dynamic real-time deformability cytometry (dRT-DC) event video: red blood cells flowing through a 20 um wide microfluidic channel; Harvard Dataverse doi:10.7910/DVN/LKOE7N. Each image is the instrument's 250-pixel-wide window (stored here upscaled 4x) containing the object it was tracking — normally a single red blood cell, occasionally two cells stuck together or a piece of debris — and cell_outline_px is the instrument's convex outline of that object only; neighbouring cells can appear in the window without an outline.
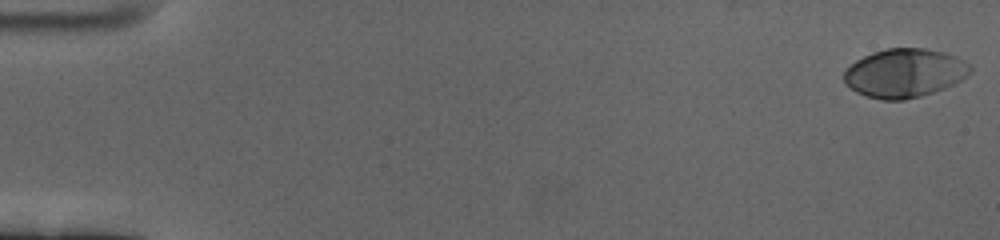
{"species": "human", "species_latin": "Homo sapiens", "temperature_condition": "cold", "stored_images_in_passage": 61, "camera_frame_rate_fps": 3000, "um_per_image_px": 0.085, "donor": {"sex": "female"}, "frame": {"image": 1, "passage_image": 1, "time_ms": 0.0, "image_size_px": [1000, 240], "cell_outline_px": [[972, 72], [968, 76], [944, 88], [920, 96], [904, 100], [880, 100], [856, 92], [844, 84], [844, 72], [856, 60], [872, 52], [888, 48], [924, 48], [944, 52], [956, 56], [968, 64], [972, 68]], "centroid_in_image_um": [76.88, 6.21], "position_along_channel_um": 8.1, "area_um2": 35.78}}
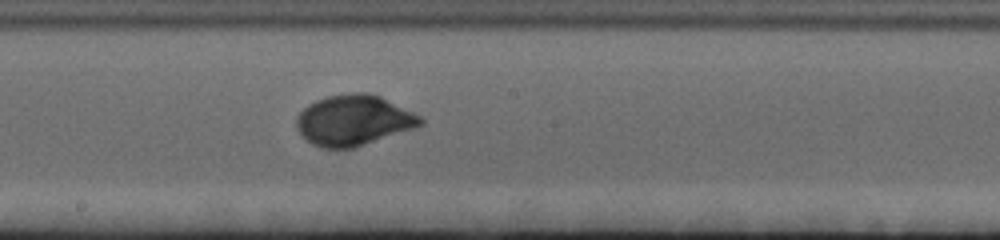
{"frame": {"image": 2, "passage_image": 34, "time_ms": 11.0, "image_size_px": [1000, 240], "cell_outline_px": [[424, 124], [352, 148], [324, 148], [312, 144], [296, 128], [296, 116], [308, 104], [316, 100], [328, 96], [356, 92], [368, 92], [380, 96], [420, 116], [424, 120]], "centroid_in_image_um": [30.02, 10.21], "position_along_channel_um": 218.2, "area_um2": 35.95}}
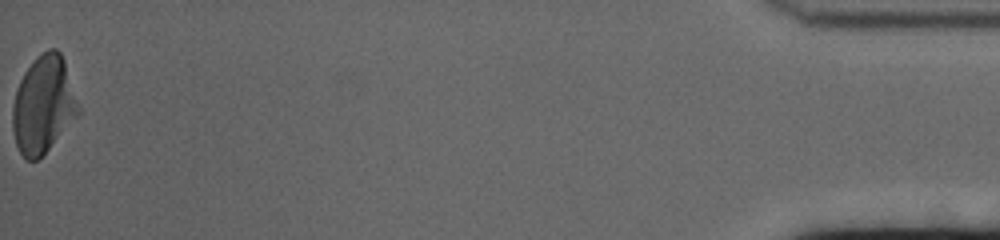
{"frame": {"image": 3, "passage_image": 61, "time_ms": 20.0, "image_size_px": [1000, 240], "cell_outline_px": [[80, 112], [48, 148], [36, 160], [24, 160], [16, 144], [12, 128], [12, 108], [16, 92], [20, 80], [24, 72], [36, 56], [48, 48], [56, 48], [60, 52], [64, 60], [80, 108]], "centroid_in_image_um": [3.66, 8.87], "position_along_channel_um": 431.5, "area_um2": 36.82}, "authors_computed_cell_mechanics": {"area_um2": 35.2002, "velocity_mm_per_s": 3.3772, "shape_relaxation_time_tau1_ms": 2.9434, "shape_relaxation_time_tau2_ms": null, "deformation_change_tau1": 0.1822, "deformation_change_tau2": null}}